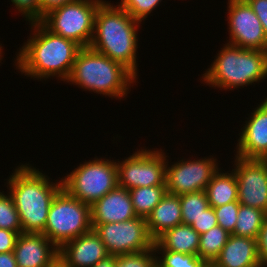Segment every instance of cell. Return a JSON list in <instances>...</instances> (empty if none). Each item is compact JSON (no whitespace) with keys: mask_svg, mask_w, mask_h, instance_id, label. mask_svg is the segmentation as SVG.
Listing matches in <instances>:
<instances>
[{"mask_svg":"<svg viewBox=\"0 0 267 267\" xmlns=\"http://www.w3.org/2000/svg\"><path fill=\"white\" fill-rule=\"evenodd\" d=\"M239 206L240 203L238 201H233L214 208L218 225L227 230L230 234L234 231L236 226Z\"/></svg>","mask_w":267,"mask_h":267,"instance_id":"30","label":"cell"},{"mask_svg":"<svg viewBox=\"0 0 267 267\" xmlns=\"http://www.w3.org/2000/svg\"><path fill=\"white\" fill-rule=\"evenodd\" d=\"M146 224L154 241L167 230L182 224L180 197L166 193L146 218Z\"/></svg>","mask_w":267,"mask_h":267,"instance_id":"19","label":"cell"},{"mask_svg":"<svg viewBox=\"0 0 267 267\" xmlns=\"http://www.w3.org/2000/svg\"><path fill=\"white\" fill-rule=\"evenodd\" d=\"M166 154L162 149L147 150L140 147L129 157L117 161L118 186L130 190L166 185Z\"/></svg>","mask_w":267,"mask_h":267,"instance_id":"9","label":"cell"},{"mask_svg":"<svg viewBox=\"0 0 267 267\" xmlns=\"http://www.w3.org/2000/svg\"><path fill=\"white\" fill-rule=\"evenodd\" d=\"M92 267H115V255H110L107 258L99 261Z\"/></svg>","mask_w":267,"mask_h":267,"instance_id":"38","label":"cell"},{"mask_svg":"<svg viewBox=\"0 0 267 267\" xmlns=\"http://www.w3.org/2000/svg\"><path fill=\"white\" fill-rule=\"evenodd\" d=\"M104 0H76L47 12L40 21L48 30L81 47H89L95 14Z\"/></svg>","mask_w":267,"mask_h":267,"instance_id":"8","label":"cell"},{"mask_svg":"<svg viewBox=\"0 0 267 267\" xmlns=\"http://www.w3.org/2000/svg\"><path fill=\"white\" fill-rule=\"evenodd\" d=\"M257 252L262 267L267 266V218L265 219L257 237Z\"/></svg>","mask_w":267,"mask_h":267,"instance_id":"33","label":"cell"},{"mask_svg":"<svg viewBox=\"0 0 267 267\" xmlns=\"http://www.w3.org/2000/svg\"><path fill=\"white\" fill-rule=\"evenodd\" d=\"M182 224L191 225L209 207V202L205 191L186 193L179 195Z\"/></svg>","mask_w":267,"mask_h":267,"instance_id":"25","label":"cell"},{"mask_svg":"<svg viewBox=\"0 0 267 267\" xmlns=\"http://www.w3.org/2000/svg\"><path fill=\"white\" fill-rule=\"evenodd\" d=\"M137 217L129 190L117 186L91 206V225L123 222Z\"/></svg>","mask_w":267,"mask_h":267,"instance_id":"17","label":"cell"},{"mask_svg":"<svg viewBox=\"0 0 267 267\" xmlns=\"http://www.w3.org/2000/svg\"><path fill=\"white\" fill-rule=\"evenodd\" d=\"M11 2L18 13H22L21 16L23 15L29 23L40 22L44 17L40 0H11Z\"/></svg>","mask_w":267,"mask_h":267,"instance_id":"31","label":"cell"},{"mask_svg":"<svg viewBox=\"0 0 267 267\" xmlns=\"http://www.w3.org/2000/svg\"><path fill=\"white\" fill-rule=\"evenodd\" d=\"M115 267H156V253L152 248L139 253L116 255Z\"/></svg>","mask_w":267,"mask_h":267,"instance_id":"28","label":"cell"},{"mask_svg":"<svg viewBox=\"0 0 267 267\" xmlns=\"http://www.w3.org/2000/svg\"><path fill=\"white\" fill-rule=\"evenodd\" d=\"M253 12L261 21L265 36L267 38V0H247Z\"/></svg>","mask_w":267,"mask_h":267,"instance_id":"34","label":"cell"},{"mask_svg":"<svg viewBox=\"0 0 267 267\" xmlns=\"http://www.w3.org/2000/svg\"><path fill=\"white\" fill-rule=\"evenodd\" d=\"M0 192V228L13 232L23 233L19 213L13 202L11 194Z\"/></svg>","mask_w":267,"mask_h":267,"instance_id":"27","label":"cell"},{"mask_svg":"<svg viewBox=\"0 0 267 267\" xmlns=\"http://www.w3.org/2000/svg\"><path fill=\"white\" fill-rule=\"evenodd\" d=\"M228 44L267 51V38L261 21L246 1L228 0Z\"/></svg>","mask_w":267,"mask_h":267,"instance_id":"12","label":"cell"},{"mask_svg":"<svg viewBox=\"0 0 267 267\" xmlns=\"http://www.w3.org/2000/svg\"><path fill=\"white\" fill-rule=\"evenodd\" d=\"M0 267H18L13 251L0 253Z\"/></svg>","mask_w":267,"mask_h":267,"instance_id":"37","label":"cell"},{"mask_svg":"<svg viewBox=\"0 0 267 267\" xmlns=\"http://www.w3.org/2000/svg\"><path fill=\"white\" fill-rule=\"evenodd\" d=\"M217 225L218 221L214 212V208L211 206L205 209L203 214L191 224L192 228L199 234L205 233Z\"/></svg>","mask_w":267,"mask_h":267,"instance_id":"32","label":"cell"},{"mask_svg":"<svg viewBox=\"0 0 267 267\" xmlns=\"http://www.w3.org/2000/svg\"><path fill=\"white\" fill-rule=\"evenodd\" d=\"M205 192L209 206L213 208L238 201V186L234 171L224 173L219 169L208 183Z\"/></svg>","mask_w":267,"mask_h":267,"instance_id":"21","label":"cell"},{"mask_svg":"<svg viewBox=\"0 0 267 267\" xmlns=\"http://www.w3.org/2000/svg\"><path fill=\"white\" fill-rule=\"evenodd\" d=\"M162 0H120L119 6L140 23L158 7Z\"/></svg>","mask_w":267,"mask_h":267,"instance_id":"29","label":"cell"},{"mask_svg":"<svg viewBox=\"0 0 267 267\" xmlns=\"http://www.w3.org/2000/svg\"><path fill=\"white\" fill-rule=\"evenodd\" d=\"M219 163L212 156L201 159L179 160L169 165L166 161L165 183L167 193L182 195L205 191L213 175L219 170Z\"/></svg>","mask_w":267,"mask_h":267,"instance_id":"11","label":"cell"},{"mask_svg":"<svg viewBox=\"0 0 267 267\" xmlns=\"http://www.w3.org/2000/svg\"><path fill=\"white\" fill-rule=\"evenodd\" d=\"M63 188L74 198L92 206L118 186L116 160L94 158L62 177Z\"/></svg>","mask_w":267,"mask_h":267,"instance_id":"7","label":"cell"},{"mask_svg":"<svg viewBox=\"0 0 267 267\" xmlns=\"http://www.w3.org/2000/svg\"><path fill=\"white\" fill-rule=\"evenodd\" d=\"M108 256L106 246L94 229L66 242L59 249V261L65 267H92Z\"/></svg>","mask_w":267,"mask_h":267,"instance_id":"16","label":"cell"},{"mask_svg":"<svg viewBox=\"0 0 267 267\" xmlns=\"http://www.w3.org/2000/svg\"><path fill=\"white\" fill-rule=\"evenodd\" d=\"M30 35L16 54V68L31 79L57 77L66 81L82 48L76 42L48 30L41 22L29 23Z\"/></svg>","mask_w":267,"mask_h":267,"instance_id":"1","label":"cell"},{"mask_svg":"<svg viewBox=\"0 0 267 267\" xmlns=\"http://www.w3.org/2000/svg\"><path fill=\"white\" fill-rule=\"evenodd\" d=\"M91 229V206L62 188L51 202L43 234L60 249Z\"/></svg>","mask_w":267,"mask_h":267,"instance_id":"6","label":"cell"},{"mask_svg":"<svg viewBox=\"0 0 267 267\" xmlns=\"http://www.w3.org/2000/svg\"><path fill=\"white\" fill-rule=\"evenodd\" d=\"M3 48V46H2V44L0 43V63H1V60H2V55H3V53H2V49Z\"/></svg>","mask_w":267,"mask_h":267,"instance_id":"39","label":"cell"},{"mask_svg":"<svg viewBox=\"0 0 267 267\" xmlns=\"http://www.w3.org/2000/svg\"><path fill=\"white\" fill-rule=\"evenodd\" d=\"M110 255L139 253L154 246L146 218L135 217L123 222L92 225Z\"/></svg>","mask_w":267,"mask_h":267,"instance_id":"10","label":"cell"},{"mask_svg":"<svg viewBox=\"0 0 267 267\" xmlns=\"http://www.w3.org/2000/svg\"><path fill=\"white\" fill-rule=\"evenodd\" d=\"M230 233L217 225L205 233L200 234L198 256L212 264L227 243Z\"/></svg>","mask_w":267,"mask_h":267,"instance_id":"24","label":"cell"},{"mask_svg":"<svg viewBox=\"0 0 267 267\" xmlns=\"http://www.w3.org/2000/svg\"><path fill=\"white\" fill-rule=\"evenodd\" d=\"M252 111L241 128L235 156L267 159V97Z\"/></svg>","mask_w":267,"mask_h":267,"instance_id":"14","label":"cell"},{"mask_svg":"<svg viewBox=\"0 0 267 267\" xmlns=\"http://www.w3.org/2000/svg\"><path fill=\"white\" fill-rule=\"evenodd\" d=\"M202 82L219 90H233L253 85L267 77V51L245 49L225 43ZM253 83V84H252Z\"/></svg>","mask_w":267,"mask_h":267,"instance_id":"5","label":"cell"},{"mask_svg":"<svg viewBox=\"0 0 267 267\" xmlns=\"http://www.w3.org/2000/svg\"><path fill=\"white\" fill-rule=\"evenodd\" d=\"M53 267H65L60 261H58Z\"/></svg>","mask_w":267,"mask_h":267,"instance_id":"40","label":"cell"},{"mask_svg":"<svg viewBox=\"0 0 267 267\" xmlns=\"http://www.w3.org/2000/svg\"><path fill=\"white\" fill-rule=\"evenodd\" d=\"M19 233L0 228V253L12 252Z\"/></svg>","mask_w":267,"mask_h":267,"instance_id":"35","label":"cell"},{"mask_svg":"<svg viewBox=\"0 0 267 267\" xmlns=\"http://www.w3.org/2000/svg\"><path fill=\"white\" fill-rule=\"evenodd\" d=\"M266 218V212L240 204L236 226L231 234L257 239Z\"/></svg>","mask_w":267,"mask_h":267,"instance_id":"23","label":"cell"},{"mask_svg":"<svg viewBox=\"0 0 267 267\" xmlns=\"http://www.w3.org/2000/svg\"><path fill=\"white\" fill-rule=\"evenodd\" d=\"M200 234L191 225L180 224L154 241V250H168L198 256Z\"/></svg>","mask_w":267,"mask_h":267,"instance_id":"20","label":"cell"},{"mask_svg":"<svg viewBox=\"0 0 267 267\" xmlns=\"http://www.w3.org/2000/svg\"><path fill=\"white\" fill-rule=\"evenodd\" d=\"M137 217L147 218L167 193L166 185L137 187L129 190Z\"/></svg>","mask_w":267,"mask_h":267,"instance_id":"22","label":"cell"},{"mask_svg":"<svg viewBox=\"0 0 267 267\" xmlns=\"http://www.w3.org/2000/svg\"><path fill=\"white\" fill-rule=\"evenodd\" d=\"M138 28L140 22L119 5L103 1L95 14L89 47L123 64L138 78Z\"/></svg>","mask_w":267,"mask_h":267,"instance_id":"3","label":"cell"},{"mask_svg":"<svg viewBox=\"0 0 267 267\" xmlns=\"http://www.w3.org/2000/svg\"><path fill=\"white\" fill-rule=\"evenodd\" d=\"M138 78L123 64L111 60L91 47H82L66 82L83 90L118 100L129 94Z\"/></svg>","mask_w":267,"mask_h":267,"instance_id":"4","label":"cell"},{"mask_svg":"<svg viewBox=\"0 0 267 267\" xmlns=\"http://www.w3.org/2000/svg\"><path fill=\"white\" fill-rule=\"evenodd\" d=\"M29 163L18 165L7 179L24 233H43L48 211L56 194L63 188L62 178L50 180Z\"/></svg>","mask_w":267,"mask_h":267,"instance_id":"2","label":"cell"},{"mask_svg":"<svg viewBox=\"0 0 267 267\" xmlns=\"http://www.w3.org/2000/svg\"><path fill=\"white\" fill-rule=\"evenodd\" d=\"M18 267H53L59 249L43 233L19 234L13 250Z\"/></svg>","mask_w":267,"mask_h":267,"instance_id":"15","label":"cell"},{"mask_svg":"<svg viewBox=\"0 0 267 267\" xmlns=\"http://www.w3.org/2000/svg\"><path fill=\"white\" fill-rule=\"evenodd\" d=\"M154 251L157 254H161L156 256V267H207L209 265L196 255L168 250Z\"/></svg>","mask_w":267,"mask_h":267,"instance_id":"26","label":"cell"},{"mask_svg":"<svg viewBox=\"0 0 267 267\" xmlns=\"http://www.w3.org/2000/svg\"><path fill=\"white\" fill-rule=\"evenodd\" d=\"M76 0H40L41 12L45 15L50 10L74 2Z\"/></svg>","mask_w":267,"mask_h":267,"instance_id":"36","label":"cell"},{"mask_svg":"<svg viewBox=\"0 0 267 267\" xmlns=\"http://www.w3.org/2000/svg\"><path fill=\"white\" fill-rule=\"evenodd\" d=\"M213 267H262L257 252V239L230 234Z\"/></svg>","mask_w":267,"mask_h":267,"instance_id":"18","label":"cell"},{"mask_svg":"<svg viewBox=\"0 0 267 267\" xmlns=\"http://www.w3.org/2000/svg\"><path fill=\"white\" fill-rule=\"evenodd\" d=\"M234 169L238 186V202L267 213V159L235 156Z\"/></svg>","mask_w":267,"mask_h":267,"instance_id":"13","label":"cell"}]
</instances>
